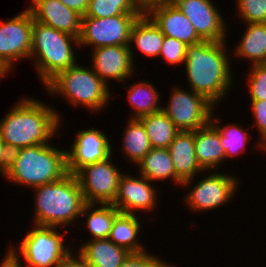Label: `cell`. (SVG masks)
Masks as SVG:
<instances>
[{"instance_id":"e575fe53","label":"cell","mask_w":266,"mask_h":267,"mask_svg":"<svg viewBox=\"0 0 266 267\" xmlns=\"http://www.w3.org/2000/svg\"><path fill=\"white\" fill-rule=\"evenodd\" d=\"M147 251L130 253L120 267H175Z\"/></svg>"},{"instance_id":"1f68e13d","label":"cell","mask_w":266,"mask_h":267,"mask_svg":"<svg viewBox=\"0 0 266 267\" xmlns=\"http://www.w3.org/2000/svg\"><path fill=\"white\" fill-rule=\"evenodd\" d=\"M241 18L249 23H266V0H236Z\"/></svg>"},{"instance_id":"83f0119b","label":"cell","mask_w":266,"mask_h":267,"mask_svg":"<svg viewBox=\"0 0 266 267\" xmlns=\"http://www.w3.org/2000/svg\"><path fill=\"white\" fill-rule=\"evenodd\" d=\"M139 120L146 129L152 148H169L180 131L163 110L143 116Z\"/></svg>"},{"instance_id":"d6986e66","label":"cell","mask_w":266,"mask_h":267,"mask_svg":"<svg viewBox=\"0 0 266 267\" xmlns=\"http://www.w3.org/2000/svg\"><path fill=\"white\" fill-rule=\"evenodd\" d=\"M173 161L176 184L189 186L199 173H205L196 159L195 131H179L169 145Z\"/></svg>"},{"instance_id":"ba28073f","label":"cell","mask_w":266,"mask_h":267,"mask_svg":"<svg viewBox=\"0 0 266 267\" xmlns=\"http://www.w3.org/2000/svg\"><path fill=\"white\" fill-rule=\"evenodd\" d=\"M162 110L180 131H195L206 126L214 105L193 90L175 87Z\"/></svg>"},{"instance_id":"9c48e42d","label":"cell","mask_w":266,"mask_h":267,"mask_svg":"<svg viewBox=\"0 0 266 267\" xmlns=\"http://www.w3.org/2000/svg\"><path fill=\"white\" fill-rule=\"evenodd\" d=\"M140 15H120L108 18H81L80 48L129 45L130 32Z\"/></svg>"},{"instance_id":"5b68a950","label":"cell","mask_w":266,"mask_h":267,"mask_svg":"<svg viewBox=\"0 0 266 267\" xmlns=\"http://www.w3.org/2000/svg\"><path fill=\"white\" fill-rule=\"evenodd\" d=\"M90 68V69H89ZM49 95L66 99L71 106L86 107L93 112L106 109L111 98L110 87L90 67L76 63L58 73L45 86ZM58 95V96H57Z\"/></svg>"},{"instance_id":"44dd1931","label":"cell","mask_w":266,"mask_h":267,"mask_svg":"<svg viewBox=\"0 0 266 267\" xmlns=\"http://www.w3.org/2000/svg\"><path fill=\"white\" fill-rule=\"evenodd\" d=\"M195 150L197 162L204 171L217 169L226 160L220 133L211 122L195 130Z\"/></svg>"},{"instance_id":"cb8c5ba5","label":"cell","mask_w":266,"mask_h":267,"mask_svg":"<svg viewBox=\"0 0 266 267\" xmlns=\"http://www.w3.org/2000/svg\"><path fill=\"white\" fill-rule=\"evenodd\" d=\"M139 221L137 214L119 213L113 221L108 239L130 253L146 251L147 248L138 240V233L142 230Z\"/></svg>"},{"instance_id":"5bb4252c","label":"cell","mask_w":266,"mask_h":267,"mask_svg":"<svg viewBox=\"0 0 266 267\" xmlns=\"http://www.w3.org/2000/svg\"><path fill=\"white\" fill-rule=\"evenodd\" d=\"M81 130L77 131L70 150L67 149L68 173L74 175L86 165L106 160L113 149L107 135L100 129Z\"/></svg>"},{"instance_id":"7a4b0ae2","label":"cell","mask_w":266,"mask_h":267,"mask_svg":"<svg viewBox=\"0 0 266 267\" xmlns=\"http://www.w3.org/2000/svg\"><path fill=\"white\" fill-rule=\"evenodd\" d=\"M60 115L45 102L31 97L20 98L0 121V137L10 153L25 147L50 144L51 138L57 137L61 129Z\"/></svg>"},{"instance_id":"ffe728a7","label":"cell","mask_w":266,"mask_h":267,"mask_svg":"<svg viewBox=\"0 0 266 267\" xmlns=\"http://www.w3.org/2000/svg\"><path fill=\"white\" fill-rule=\"evenodd\" d=\"M80 247L77 253L90 267H120L130 254L108 238L90 239Z\"/></svg>"},{"instance_id":"8d00e7d4","label":"cell","mask_w":266,"mask_h":267,"mask_svg":"<svg viewBox=\"0 0 266 267\" xmlns=\"http://www.w3.org/2000/svg\"><path fill=\"white\" fill-rule=\"evenodd\" d=\"M68 8L76 11L79 15L85 16L90 0H59Z\"/></svg>"},{"instance_id":"9a60e30c","label":"cell","mask_w":266,"mask_h":267,"mask_svg":"<svg viewBox=\"0 0 266 267\" xmlns=\"http://www.w3.org/2000/svg\"><path fill=\"white\" fill-rule=\"evenodd\" d=\"M151 183L142 175L135 177L125 172L120 178L117 195L112 204L120 213L152 212L158 205V191L155 183Z\"/></svg>"},{"instance_id":"6da1fadb","label":"cell","mask_w":266,"mask_h":267,"mask_svg":"<svg viewBox=\"0 0 266 267\" xmlns=\"http://www.w3.org/2000/svg\"><path fill=\"white\" fill-rule=\"evenodd\" d=\"M226 44L203 40L186 47L184 66L189 88L214 106L228 95L234 81Z\"/></svg>"},{"instance_id":"4dcf8cb0","label":"cell","mask_w":266,"mask_h":267,"mask_svg":"<svg viewBox=\"0 0 266 267\" xmlns=\"http://www.w3.org/2000/svg\"><path fill=\"white\" fill-rule=\"evenodd\" d=\"M143 12L134 0H90L82 17L108 18L120 15H141Z\"/></svg>"},{"instance_id":"836d02e7","label":"cell","mask_w":266,"mask_h":267,"mask_svg":"<svg viewBox=\"0 0 266 267\" xmlns=\"http://www.w3.org/2000/svg\"><path fill=\"white\" fill-rule=\"evenodd\" d=\"M187 45L168 36L164 37L159 56L161 55L169 65L184 64L186 60Z\"/></svg>"},{"instance_id":"f1b7e54d","label":"cell","mask_w":266,"mask_h":267,"mask_svg":"<svg viewBox=\"0 0 266 267\" xmlns=\"http://www.w3.org/2000/svg\"><path fill=\"white\" fill-rule=\"evenodd\" d=\"M123 134L121 150L130 163L137 165L152 149L146 129L139 119H128Z\"/></svg>"},{"instance_id":"d6a6232c","label":"cell","mask_w":266,"mask_h":267,"mask_svg":"<svg viewBox=\"0 0 266 267\" xmlns=\"http://www.w3.org/2000/svg\"><path fill=\"white\" fill-rule=\"evenodd\" d=\"M247 76L250 100H266V64H254Z\"/></svg>"},{"instance_id":"52a82bcc","label":"cell","mask_w":266,"mask_h":267,"mask_svg":"<svg viewBox=\"0 0 266 267\" xmlns=\"http://www.w3.org/2000/svg\"><path fill=\"white\" fill-rule=\"evenodd\" d=\"M58 230L57 227L33 224L21 244L10 246L4 258L13 267H25L20 258L24 259L26 267H57L72 253V243L66 246L64 238L67 235Z\"/></svg>"},{"instance_id":"ac0fdd59","label":"cell","mask_w":266,"mask_h":267,"mask_svg":"<svg viewBox=\"0 0 266 267\" xmlns=\"http://www.w3.org/2000/svg\"><path fill=\"white\" fill-rule=\"evenodd\" d=\"M28 8L35 21L71 36L80 37L82 16L59 0H31Z\"/></svg>"},{"instance_id":"484cf974","label":"cell","mask_w":266,"mask_h":267,"mask_svg":"<svg viewBox=\"0 0 266 267\" xmlns=\"http://www.w3.org/2000/svg\"><path fill=\"white\" fill-rule=\"evenodd\" d=\"M119 213L113 204L85 203L80 217L87 219L82 223L90 231V239H105L109 237L113 221Z\"/></svg>"},{"instance_id":"4316f807","label":"cell","mask_w":266,"mask_h":267,"mask_svg":"<svg viewBox=\"0 0 266 267\" xmlns=\"http://www.w3.org/2000/svg\"><path fill=\"white\" fill-rule=\"evenodd\" d=\"M125 87L128 89V102L133 107L134 113L131 114L132 117L129 116V119H139L162 110V106L159 105L161 94L149 81H141Z\"/></svg>"},{"instance_id":"8992f818","label":"cell","mask_w":266,"mask_h":267,"mask_svg":"<svg viewBox=\"0 0 266 267\" xmlns=\"http://www.w3.org/2000/svg\"><path fill=\"white\" fill-rule=\"evenodd\" d=\"M31 58L44 86L58 73L74 66L77 37L37 22L33 18ZM75 45V46H72Z\"/></svg>"},{"instance_id":"603a6c76","label":"cell","mask_w":266,"mask_h":267,"mask_svg":"<svg viewBox=\"0 0 266 267\" xmlns=\"http://www.w3.org/2000/svg\"><path fill=\"white\" fill-rule=\"evenodd\" d=\"M241 41L233 55L251 61L250 65L266 64V23L246 24Z\"/></svg>"},{"instance_id":"d590c367","label":"cell","mask_w":266,"mask_h":267,"mask_svg":"<svg viewBox=\"0 0 266 267\" xmlns=\"http://www.w3.org/2000/svg\"><path fill=\"white\" fill-rule=\"evenodd\" d=\"M252 116L255 119L254 125L260 135L259 142H256L255 148L265 150L266 147V100H250ZM258 143V144H257Z\"/></svg>"},{"instance_id":"7402d4cb","label":"cell","mask_w":266,"mask_h":267,"mask_svg":"<svg viewBox=\"0 0 266 267\" xmlns=\"http://www.w3.org/2000/svg\"><path fill=\"white\" fill-rule=\"evenodd\" d=\"M164 37L153 20L146 13H142L131 29L129 46L134 44L145 57L159 58Z\"/></svg>"},{"instance_id":"ab89813d","label":"cell","mask_w":266,"mask_h":267,"mask_svg":"<svg viewBox=\"0 0 266 267\" xmlns=\"http://www.w3.org/2000/svg\"><path fill=\"white\" fill-rule=\"evenodd\" d=\"M139 9L145 13L150 7L157 4L173 3L174 0H134Z\"/></svg>"},{"instance_id":"277c9868","label":"cell","mask_w":266,"mask_h":267,"mask_svg":"<svg viewBox=\"0 0 266 267\" xmlns=\"http://www.w3.org/2000/svg\"><path fill=\"white\" fill-rule=\"evenodd\" d=\"M32 189L35 194V225L63 229L81 218L85 201L76 175L68 173L58 181Z\"/></svg>"},{"instance_id":"f546056e","label":"cell","mask_w":266,"mask_h":267,"mask_svg":"<svg viewBox=\"0 0 266 267\" xmlns=\"http://www.w3.org/2000/svg\"><path fill=\"white\" fill-rule=\"evenodd\" d=\"M215 116L216 115H214L213 110L210 117V122L220 133L221 145L226 154V160L232 156L236 157L240 153L242 154V152H244L243 150H246V144H248L249 140L251 139L249 138V132H247L246 129H243L242 126H239L235 123H229V125L225 124V126H223L219 122L220 119L216 118Z\"/></svg>"},{"instance_id":"60d3db41","label":"cell","mask_w":266,"mask_h":267,"mask_svg":"<svg viewBox=\"0 0 266 267\" xmlns=\"http://www.w3.org/2000/svg\"><path fill=\"white\" fill-rule=\"evenodd\" d=\"M8 72L9 71L0 63V79L6 77Z\"/></svg>"},{"instance_id":"2e32d148","label":"cell","mask_w":266,"mask_h":267,"mask_svg":"<svg viewBox=\"0 0 266 267\" xmlns=\"http://www.w3.org/2000/svg\"><path fill=\"white\" fill-rule=\"evenodd\" d=\"M91 68L108 85L109 80L125 81L135 74L133 48L129 45L91 49Z\"/></svg>"},{"instance_id":"8fae6325","label":"cell","mask_w":266,"mask_h":267,"mask_svg":"<svg viewBox=\"0 0 266 267\" xmlns=\"http://www.w3.org/2000/svg\"><path fill=\"white\" fill-rule=\"evenodd\" d=\"M33 15L27 7L8 21H0V63L10 72L16 61L31 60Z\"/></svg>"},{"instance_id":"b9f144b4","label":"cell","mask_w":266,"mask_h":267,"mask_svg":"<svg viewBox=\"0 0 266 267\" xmlns=\"http://www.w3.org/2000/svg\"><path fill=\"white\" fill-rule=\"evenodd\" d=\"M4 260L1 262L0 267H13L5 258H3Z\"/></svg>"},{"instance_id":"f35d334b","label":"cell","mask_w":266,"mask_h":267,"mask_svg":"<svg viewBox=\"0 0 266 267\" xmlns=\"http://www.w3.org/2000/svg\"><path fill=\"white\" fill-rule=\"evenodd\" d=\"M10 152L0 137V174L4 177L8 168Z\"/></svg>"},{"instance_id":"3957f363","label":"cell","mask_w":266,"mask_h":267,"mask_svg":"<svg viewBox=\"0 0 266 267\" xmlns=\"http://www.w3.org/2000/svg\"><path fill=\"white\" fill-rule=\"evenodd\" d=\"M67 174V150L40 144L11 152L4 178L32 189L58 181Z\"/></svg>"},{"instance_id":"4fadbf2b","label":"cell","mask_w":266,"mask_h":267,"mask_svg":"<svg viewBox=\"0 0 266 267\" xmlns=\"http://www.w3.org/2000/svg\"><path fill=\"white\" fill-rule=\"evenodd\" d=\"M173 4L189 19L203 40L226 41L227 23L213 1L174 0Z\"/></svg>"},{"instance_id":"30bf717a","label":"cell","mask_w":266,"mask_h":267,"mask_svg":"<svg viewBox=\"0 0 266 267\" xmlns=\"http://www.w3.org/2000/svg\"><path fill=\"white\" fill-rule=\"evenodd\" d=\"M112 155L106 160L89 164L75 175L79 181L85 203L112 204L117 195L121 176Z\"/></svg>"},{"instance_id":"e0dca14e","label":"cell","mask_w":266,"mask_h":267,"mask_svg":"<svg viewBox=\"0 0 266 267\" xmlns=\"http://www.w3.org/2000/svg\"><path fill=\"white\" fill-rule=\"evenodd\" d=\"M145 13L165 36L180 40L187 46L203 41L189 19L173 3L154 5Z\"/></svg>"},{"instance_id":"74e56055","label":"cell","mask_w":266,"mask_h":267,"mask_svg":"<svg viewBox=\"0 0 266 267\" xmlns=\"http://www.w3.org/2000/svg\"><path fill=\"white\" fill-rule=\"evenodd\" d=\"M74 252L64 259L57 267H90L76 251Z\"/></svg>"},{"instance_id":"d4e9b609","label":"cell","mask_w":266,"mask_h":267,"mask_svg":"<svg viewBox=\"0 0 266 267\" xmlns=\"http://www.w3.org/2000/svg\"><path fill=\"white\" fill-rule=\"evenodd\" d=\"M136 168L139 169L138 175L146 177L152 183L165 179L176 183V173L168 148H152Z\"/></svg>"},{"instance_id":"7c38bea8","label":"cell","mask_w":266,"mask_h":267,"mask_svg":"<svg viewBox=\"0 0 266 267\" xmlns=\"http://www.w3.org/2000/svg\"><path fill=\"white\" fill-rule=\"evenodd\" d=\"M237 177L232 174L220 173L217 170L211 172L200 181L192 186L187 195H185L184 203L190 208L189 210L203 212L214 210L220 206L230 203L234 198L238 189Z\"/></svg>"}]
</instances>
